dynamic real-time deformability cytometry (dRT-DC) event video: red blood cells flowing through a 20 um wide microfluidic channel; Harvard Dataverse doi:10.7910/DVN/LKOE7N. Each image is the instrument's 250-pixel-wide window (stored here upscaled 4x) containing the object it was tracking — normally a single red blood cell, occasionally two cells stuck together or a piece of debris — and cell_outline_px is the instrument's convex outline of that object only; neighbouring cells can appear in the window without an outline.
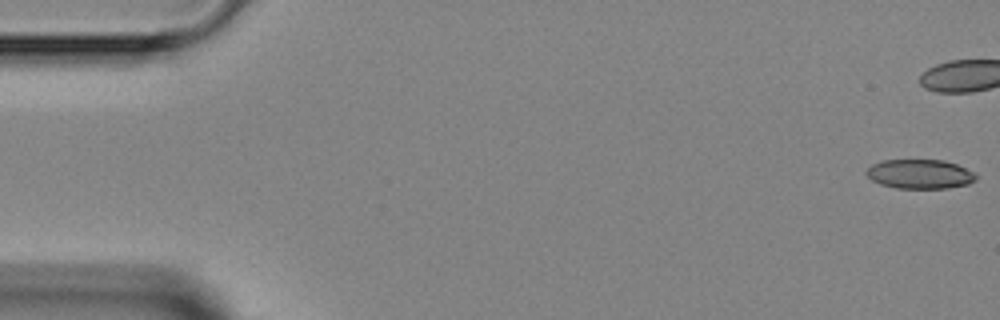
{"species": "Egyptian fruit bat (a non-hibernating species)", "species_latin": "Rousettus aegyptiacus", "temperature_condition": "room temperature", "stored_images_in_passage": 4, "camera_frame_rate_fps": 3000, "um_per_image_px": 0.085, "animal": {"sex": "female"}, "frame": {"image": 1, "passage_image": 1, "time_ms": 0.0, "image_size_px": [1000, 320], "cell_outline_px": [[976, 180], [968, 184], [948, 188], [896, 188], [880, 184], [872, 180], [864, 172], [872, 164], [880, 160], [944, 160], [956, 164], [972, 172], [976, 176]], "centroid_in_image_um": [78.15, 14.79], "position_along_channel_um": 6.8, "area_um2": 18.67}}